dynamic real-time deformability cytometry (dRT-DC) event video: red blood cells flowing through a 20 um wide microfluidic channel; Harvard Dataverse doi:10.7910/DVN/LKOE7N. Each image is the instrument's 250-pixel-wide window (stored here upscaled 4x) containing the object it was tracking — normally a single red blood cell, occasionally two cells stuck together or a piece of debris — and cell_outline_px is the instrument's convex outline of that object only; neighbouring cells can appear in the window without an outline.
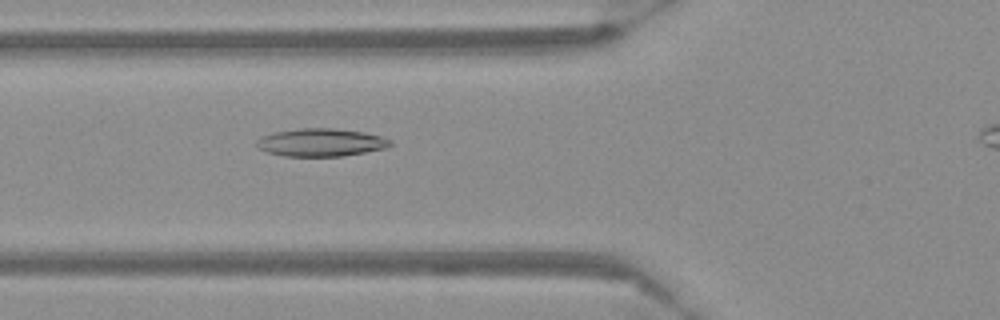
{"species": "Egyptian fruit bat (a non-hibernating species)", "species_latin": "Rousettus aegyptiacus", "temperature_condition": "warm", "stored_images_in_passage": 42, "camera_frame_rate_fps": 3000, "um_per_image_px": 0.085, "frame": {"image": 1, "passage_image": 12, "time_ms": 3.667, "image_size_px": [1000, 320], "cell_outline_px": [[392, 144], [384, 148], [344, 156], [284, 156], [268, 152], [260, 148], [256, 144], [256, 140], [260, 136], [276, 132], [300, 128], [332, 128], [364, 132], [380, 136], [392, 140]], "centroid_in_image_um": [27.27, 12.1], "position_along_channel_um": 98.5, "area_um2": 21.56}}
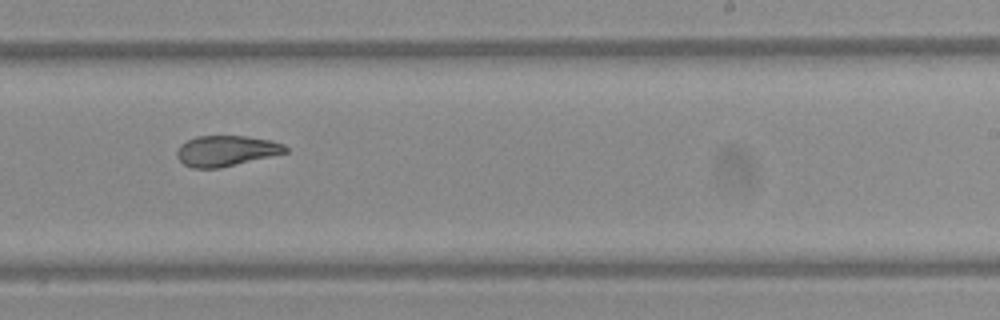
{"frame": {"image": 2, "passage_image": 26, "time_ms": 8.333, "image_size_px": [1000, 320], "cell_outline_px": [[288, 152], [220, 168], [192, 168], [184, 164], [176, 156], [176, 152], [180, 144], [196, 136], [248, 136], [272, 140], [284, 144], [288, 148]], "centroid_in_image_um": [19.23, 12.81], "position_along_channel_um": 269.8, "area_um2": 19.42}}
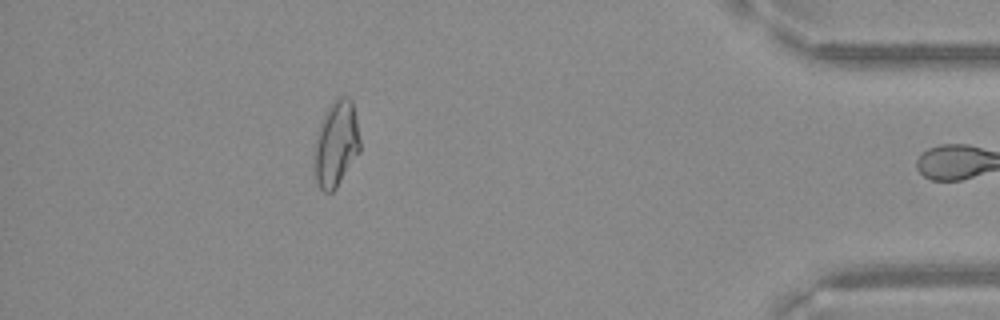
{"frame": {"image": 3, "passage_image": 41, "time_ms": 13.333, "image_size_px": [1000, 320], "cell_outline_px": [[360, 152], [336, 188], [332, 192], [324, 192], [320, 188], [316, 180], [312, 148], [316, 132], [324, 112], [336, 100], [344, 96], [348, 96], [352, 100], [356, 116], [360, 140]], "centroid_in_image_um": [28.55, 12.24], "position_along_channel_um": 406.7, "area_um2": 23.24}}